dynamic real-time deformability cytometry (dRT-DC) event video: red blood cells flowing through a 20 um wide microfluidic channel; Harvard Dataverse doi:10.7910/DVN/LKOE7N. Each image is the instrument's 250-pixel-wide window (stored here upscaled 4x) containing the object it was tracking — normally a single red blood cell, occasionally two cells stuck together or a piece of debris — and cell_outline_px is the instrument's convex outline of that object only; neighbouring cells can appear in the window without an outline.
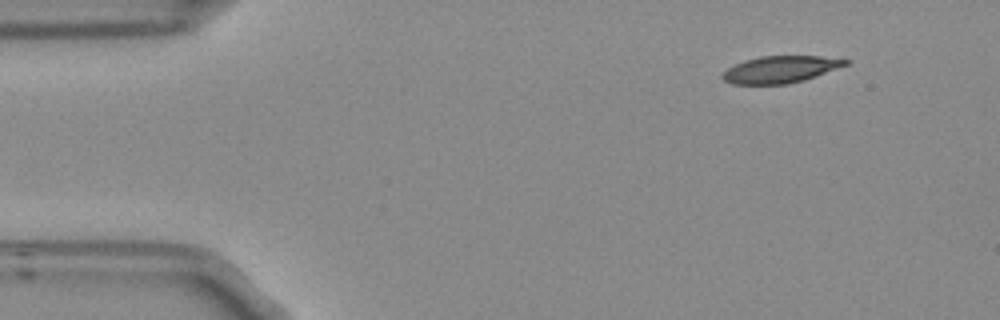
{"species": "Egyptian fruit bat (a non-hibernating species)", "species_latin": "Rousettus aegyptiacus", "temperature_condition": "room temperature", "stored_images_in_passage": 5, "camera_frame_rate_fps": 3000, "um_per_image_px": 0.085, "frame": {"image": 1, "passage_image": 1, "time_ms": 0.0, "image_size_px": [1000, 320], "cell_outline_px": [[852, 60], [848, 64], [804, 80], [784, 84], [732, 84], [724, 80], [720, 76], [728, 68], [744, 60], [760, 56], [820, 56]], "centroid_in_image_um": [66.32, 5.89], "position_along_channel_um": 18.7, "area_um2": 19.13}}
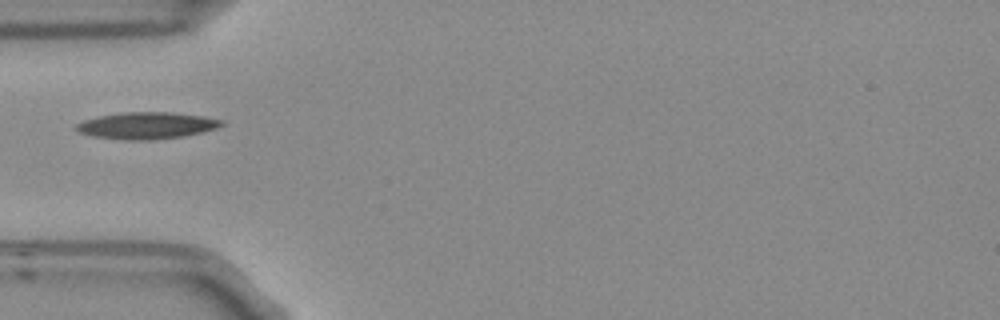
{"frame": {"image": 2, "passage_image": 4, "time_ms": 1.0, "image_size_px": [1000, 320], "cell_outline_px": [[224, 124], [216, 128], [204, 132], [184, 136], [152, 140], [124, 140], [92, 136], [80, 132], [72, 128], [76, 124], [84, 120], [100, 116], [120, 112], [172, 112], [204, 116], [224, 120]], "centroid_in_image_um": [12.48, 10.67], "position_along_channel_um": 72.5, "area_um2": 22.89}}